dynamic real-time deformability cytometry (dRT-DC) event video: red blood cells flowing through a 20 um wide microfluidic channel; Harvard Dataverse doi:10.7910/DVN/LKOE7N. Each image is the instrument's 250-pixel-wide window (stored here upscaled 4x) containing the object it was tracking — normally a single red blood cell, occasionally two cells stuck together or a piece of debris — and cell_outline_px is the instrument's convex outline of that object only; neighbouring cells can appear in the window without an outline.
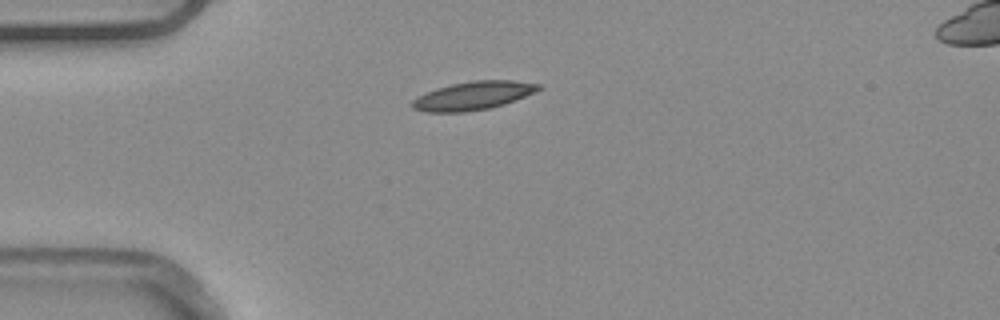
{"species": "common noctule bat (a hibernating species)", "species_latin": "Nyctalus noctula", "temperature_condition": "warm", "stored_images_in_passage": 40, "camera_frame_rate_fps": 3000, "um_per_image_px": 0.085, "animal": {"sex": "male", "body_mass_g": 20.4}, "frame": {"image": 1, "passage_image": 1, "time_ms": 0.0, "image_size_px": [1000, 320], "cell_outline_px": [[544, 88], [536, 92], [504, 104], [488, 108], [464, 112], [424, 112], [412, 108], [408, 104], [416, 96], [436, 88], [452, 84], [476, 80], [512, 80], [540, 84]], "centroid_in_image_um": [40.19, 8.13], "position_along_channel_um": 44.8, "area_um2": 21.04}, "authors_computed_cell_mechanics": {"area_um2": 19.3341, "velocity_mm_per_s": 3.8722, "shape_relaxation_time_tau1_ms": 10.3846, "shape_relaxation_time_tau2_ms": null, "deformation_change_tau1": 0.1736, "deformation_change_tau2": null}}